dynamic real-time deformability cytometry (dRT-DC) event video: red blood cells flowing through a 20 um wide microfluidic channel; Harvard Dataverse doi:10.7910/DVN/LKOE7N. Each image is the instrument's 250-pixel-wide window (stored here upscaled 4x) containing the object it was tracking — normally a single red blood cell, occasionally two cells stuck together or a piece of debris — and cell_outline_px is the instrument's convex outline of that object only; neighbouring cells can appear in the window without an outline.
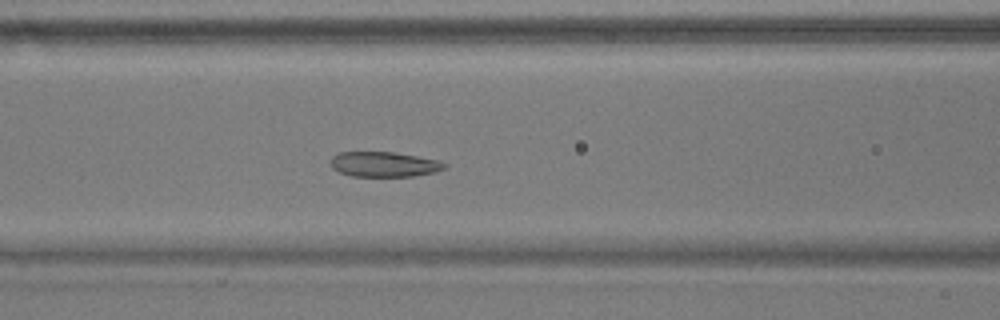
{"species": "common noctule bat (a hibernating species)", "species_latin": "Nyctalus noctula", "temperature_condition": "warm", "stored_images_in_passage": 56, "camera_frame_rate_fps": 3000, "um_per_image_px": 0.085, "animal": {"sex": "male", "body_mass_g": 17.9}, "frame": {"image": 1, "passage_image": 22, "time_ms": 7.0, "image_size_px": [1000, 320], "cell_outline_px": [[448, 164], [444, 168], [436, 172], [412, 176], [352, 176], [340, 172], [332, 168], [332, 156], [340, 152], [392, 152], [416, 156], [436, 160]], "centroid_in_image_um": [32.65, 13.97], "position_along_channel_um": 134.0, "area_um2": 16.42}}
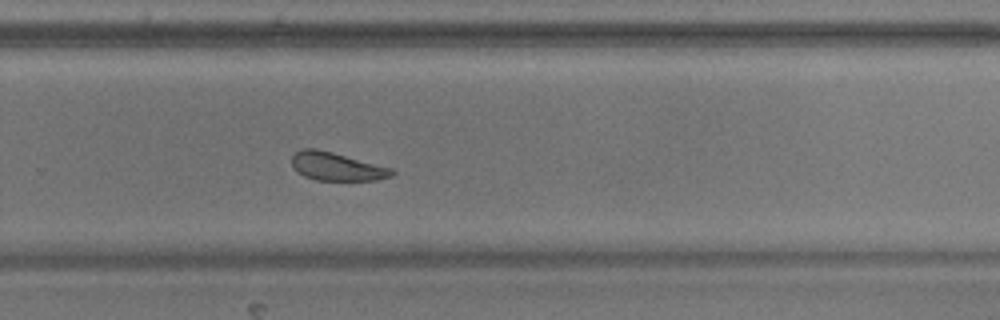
{"frame": {"image": 2, "passage_image": 36, "time_ms": 11.667, "image_size_px": [1000, 320], "cell_outline_px": [[396, 172], [392, 176], [376, 180], [316, 180], [304, 176], [296, 172], [292, 168], [292, 156], [296, 152], [304, 148], [316, 148], [332, 152], [392, 168]], "centroid_in_image_um": [28.6, 14.16], "position_along_channel_um": 301.2, "area_um2": 16.47}}
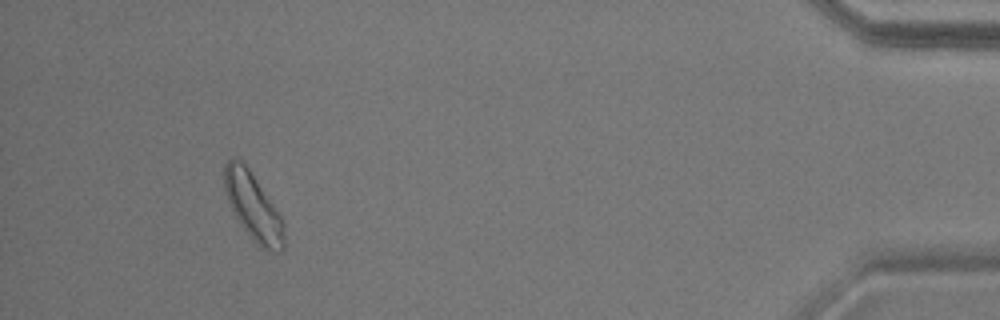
{"frame": {"image": 3, "passage_image": 51, "time_ms": 16.667, "image_size_px": [1000, 320], "cell_outline_px": [[284, 248], [280, 252], [276, 252], [264, 248], [240, 224], [228, 200], [224, 188], [224, 164], [228, 160], [240, 160], [248, 168], [280, 216], [284, 224]], "centroid_in_image_um": [21.51, 17.56], "position_along_channel_um": 413.7, "area_um2": 22.31}, "authors_computed_cell_mechanics": {"area_um2": 19.1029, "velocity_mm_per_s": 3.5956, "shape_relaxation_time_tau1_ms": 5.2663, "shape_relaxation_time_tau2_ms": 4.5223, "deformation_change_tau1": 0.1257, "deformation_change_tau2": 0.1331}}